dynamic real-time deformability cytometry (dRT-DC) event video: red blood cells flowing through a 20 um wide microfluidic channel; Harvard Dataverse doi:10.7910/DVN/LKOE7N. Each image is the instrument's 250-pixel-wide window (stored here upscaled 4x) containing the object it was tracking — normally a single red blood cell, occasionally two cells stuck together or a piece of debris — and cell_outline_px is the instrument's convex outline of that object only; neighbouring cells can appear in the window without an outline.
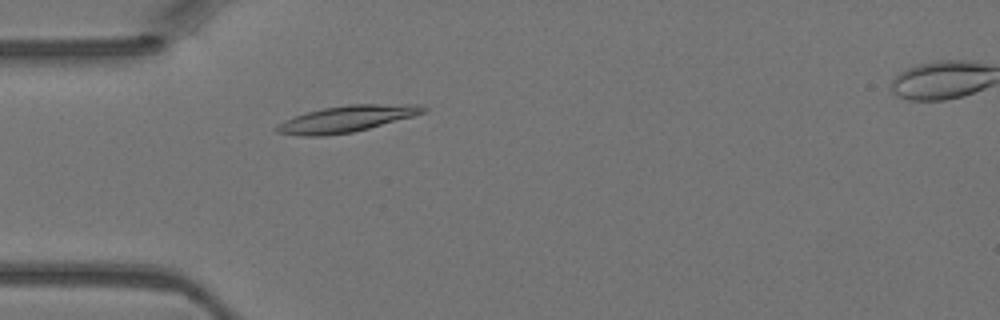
{"species": "Egyptian fruit bat (a non-hibernating species)", "species_latin": "Rousettus aegyptiacus", "temperature_condition": "warm", "stored_images_in_passage": 29, "camera_frame_rate_fps": 3000, "um_per_image_px": 0.085, "animal": {"sex": "female"}, "frame": {"image": 1, "passage_image": 2, "time_ms": 0.333, "image_size_px": [1000, 320], "cell_outline_px": [[428, 108], [424, 112], [412, 116], [368, 128], [352, 132], [324, 136], [300, 136], [276, 132], [276, 124], [284, 120], [308, 112], [324, 108], [348, 104], [420, 104]], "centroid_in_image_um": [29.44, 10.1], "position_along_channel_um": 55.6, "area_um2": 22.31}}
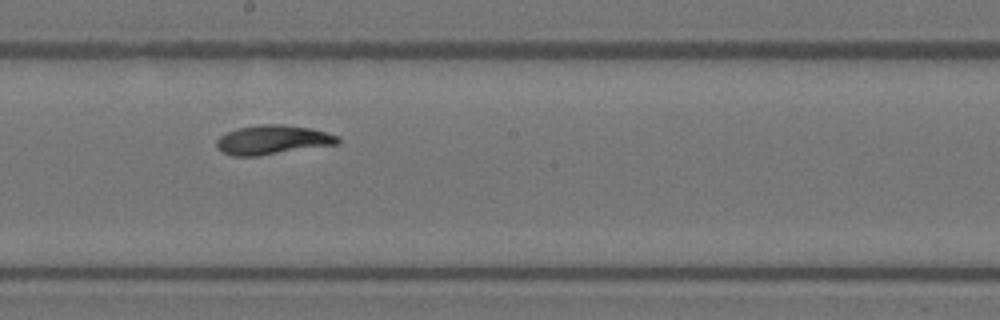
{"frame": {"image": 2, "passage_image": 14, "time_ms": 4.333, "image_size_px": [1000, 320], "cell_outline_px": [[340, 144], [256, 156], [232, 156], [216, 148], [216, 140], [220, 136], [228, 132], [240, 128], [260, 124], [284, 124], [312, 128], [340, 136]], "centroid_in_image_um": [23.22, 11.88], "position_along_channel_um": 225.0, "area_um2": 20.75}}
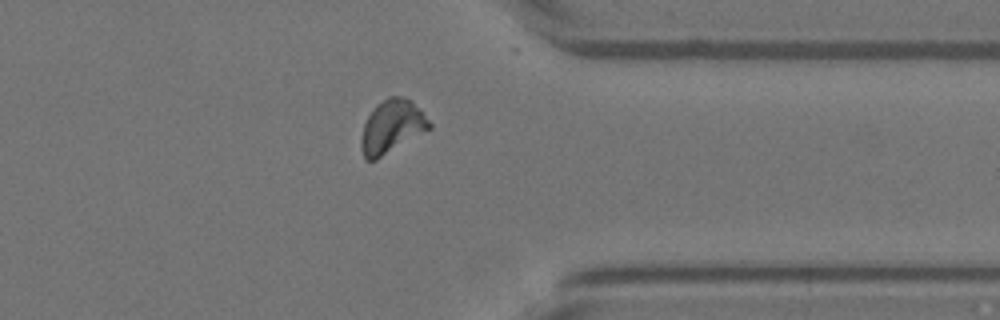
{"frame": {"image": 3, "passage_image": 25, "time_ms": 8.0, "image_size_px": [1000, 320], "cell_outline_px": [[432, 128], [376, 160], [364, 160], [360, 148], [360, 140], [364, 124], [368, 116], [376, 104], [388, 96], [400, 96], [412, 100], [432, 124]], "centroid_in_image_um": [33.29, 10.77], "position_along_channel_um": 378.1, "area_um2": 21.27}}